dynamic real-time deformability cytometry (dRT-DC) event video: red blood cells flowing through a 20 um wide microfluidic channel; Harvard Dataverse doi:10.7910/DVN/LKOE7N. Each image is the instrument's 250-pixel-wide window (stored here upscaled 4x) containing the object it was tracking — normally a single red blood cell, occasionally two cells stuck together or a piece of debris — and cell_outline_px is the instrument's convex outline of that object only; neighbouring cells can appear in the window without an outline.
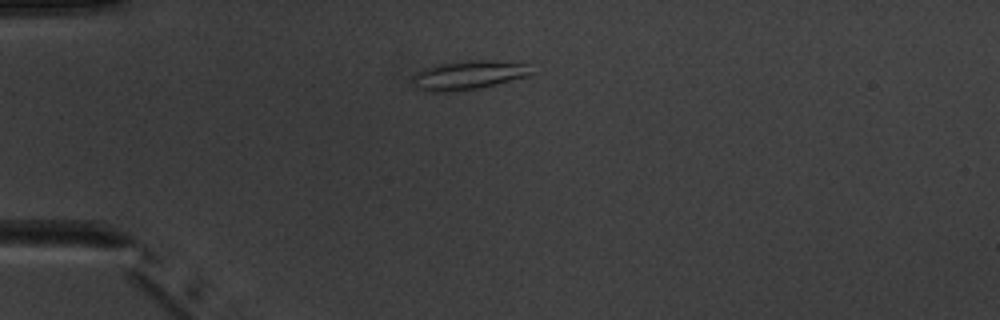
{"species": "common noctule bat (a hibernating species)", "species_latin": "Nyctalus noctula", "temperature_condition": "warm", "stored_images_in_passage": 3, "camera_frame_rate_fps": 3000, "um_per_image_px": 0.085, "animal": {"sex": "male", "body_mass_g": 20.1, "forearm_length_mm": 53.5}, "frame": {"image": 1, "passage_image": 1, "time_ms": 0.0, "image_size_px": [1000, 320], "cell_outline_px": [[536, 72], [528, 76], [496, 84], [476, 88], [444, 92], [428, 92], [416, 88], [412, 84], [412, 76], [416, 72], [432, 64], [468, 60], [532, 60]], "centroid_in_image_um": [39.96, 6.33], "position_along_channel_um": 45.0, "area_um2": 21.15}}
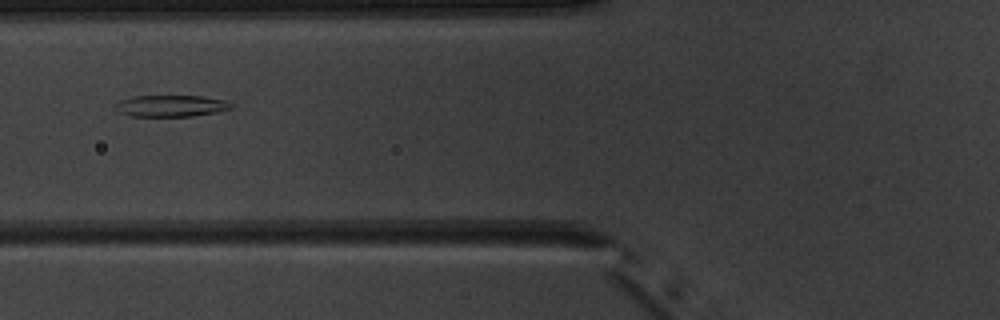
{"frame": {"image": 2, "passage_image": 3, "time_ms": 2.333, "image_size_px": [1000, 320], "cell_outline_px": [[236, 108], [220, 112], [192, 116], [132, 116], [120, 112], [116, 108], [116, 104], [120, 100], [136, 96], [204, 96], [224, 100], [236, 104]], "centroid_in_image_um": [14.67, 9.0], "position_along_channel_um": 111.1, "area_um2": 14.68}}